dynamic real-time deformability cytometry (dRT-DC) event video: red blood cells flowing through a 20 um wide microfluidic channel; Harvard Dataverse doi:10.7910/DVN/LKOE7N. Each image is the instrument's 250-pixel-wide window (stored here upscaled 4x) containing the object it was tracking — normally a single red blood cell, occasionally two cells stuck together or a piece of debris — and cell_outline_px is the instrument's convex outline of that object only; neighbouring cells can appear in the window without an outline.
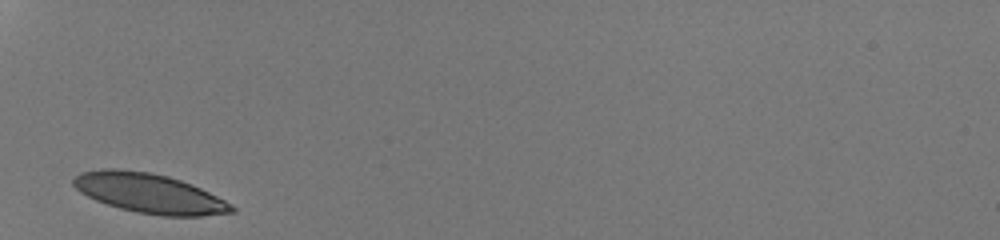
{"species": "human", "species_latin": "Homo sapiens", "temperature_condition": "room temperature", "stored_images_in_passage": 25, "camera_frame_rate_fps": 3000, "um_per_image_px": 0.085, "donor": {"sex": "male"}, "frame": {"image": 1, "passage_image": 1, "time_ms": 0.0, "image_size_px": [1000, 240], "cell_outline_px": [[236, 212], [200, 216], [160, 216], [136, 212], [120, 208], [96, 200], [80, 192], [72, 184], [72, 180], [80, 172], [100, 168], [116, 168], [148, 172], [168, 176], [192, 184], [232, 204], [236, 208]], "centroid_in_image_um": [12.68, 16.43], "position_along_channel_um": 72.3, "area_um2": 36.53}}
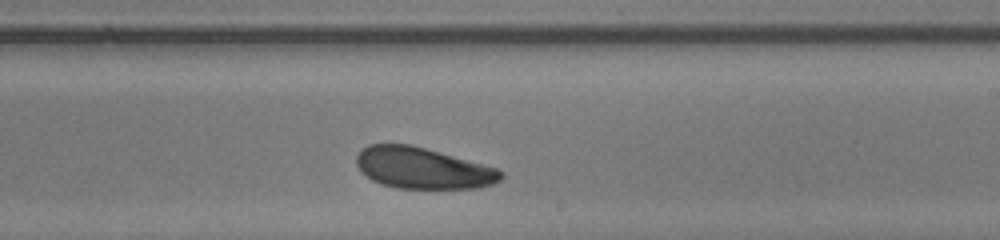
{"frame": {"image": 2, "passage_image": 15, "time_ms": 4.667, "image_size_px": [1000, 240], "cell_outline_px": [[504, 176], [500, 180], [492, 184], [476, 188], [396, 188], [380, 184], [372, 180], [360, 172], [356, 164], [356, 156], [360, 148], [368, 144], [412, 144], [496, 168], [504, 172]], "centroid_in_image_um": [35.88, 14.28], "position_along_channel_um": 253.1, "area_um2": 34.85}}
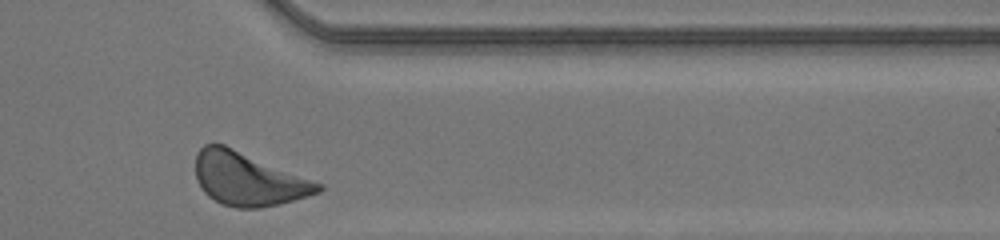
{"frame": {"image": 3, "passage_image": 25, "time_ms": 8.0, "image_size_px": [1000, 240], "cell_outline_px": [[324, 188], [320, 192], [308, 196], [280, 204], [260, 208], [236, 208], [220, 204], [208, 196], [204, 192], [196, 180], [196, 152], [204, 144], [224, 144], [324, 184]], "centroid_in_image_um": [21.1, 15.22], "position_along_channel_um": 390.3, "area_um2": 38.26}, "authors_computed_cell_mechanics": {"area_um2": 36.0094, "velocity_mm_per_s": 4.1316, "shape_relaxation_time_tau1_ms": 1.5411, "shape_relaxation_time_tau2_ms": 6.2217, "deformation_change_tau1": 0.0602, "deformation_change_tau2": 0.1324}}